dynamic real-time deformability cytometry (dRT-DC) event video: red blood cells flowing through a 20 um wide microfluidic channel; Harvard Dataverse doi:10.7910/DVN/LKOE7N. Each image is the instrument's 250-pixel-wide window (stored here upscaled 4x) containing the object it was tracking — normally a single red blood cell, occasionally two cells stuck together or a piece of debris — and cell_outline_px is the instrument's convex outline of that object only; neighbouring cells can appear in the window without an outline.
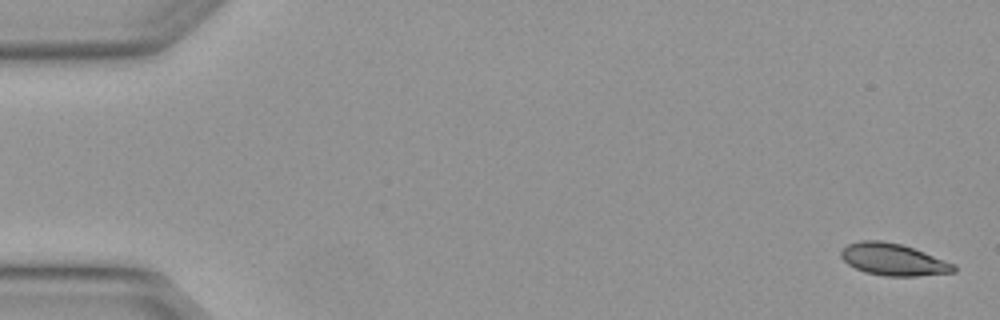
{"species": "Egyptian fruit bat (a non-hibernating species)", "species_latin": "Rousettus aegyptiacus", "temperature_condition": "warm", "stored_images_in_passage": 4, "camera_frame_rate_fps": 3000, "um_per_image_px": 0.085, "animal": {"sex": "female"}, "frame": {"image": 1, "passage_image": 1, "time_ms": 0.0, "image_size_px": [1000, 320], "cell_outline_px": [[956, 272], [916, 276], [884, 276], [864, 272], [848, 264], [840, 256], [840, 252], [848, 244], [860, 240], [880, 240], [900, 244], [924, 252], [956, 264]], "centroid_in_image_um": [75.94, 22.06], "position_along_channel_um": 9.1, "area_um2": 20.98}}
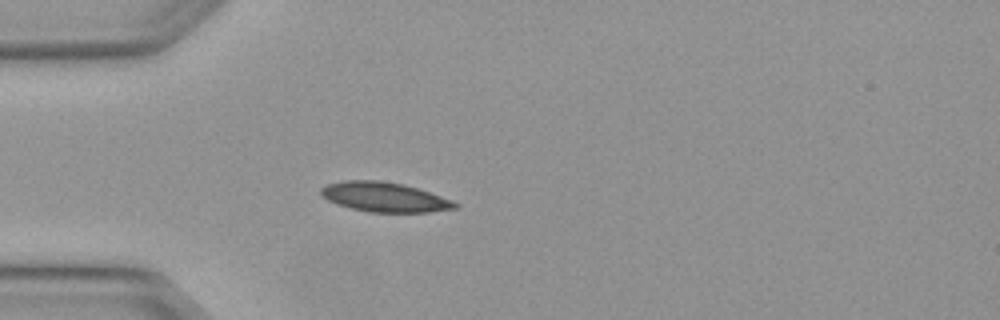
{"frame": {"image": 2, "passage_image": 4, "time_ms": 1.0, "image_size_px": [1000, 320], "cell_outline_px": [[460, 204], [456, 208], [428, 212], [368, 212], [336, 204], [320, 196], [320, 188], [328, 184], [344, 180], [380, 180], [404, 184], [440, 196]], "centroid_in_image_um": [32.63, 16.74], "position_along_channel_um": 52.4, "area_um2": 23.06}}